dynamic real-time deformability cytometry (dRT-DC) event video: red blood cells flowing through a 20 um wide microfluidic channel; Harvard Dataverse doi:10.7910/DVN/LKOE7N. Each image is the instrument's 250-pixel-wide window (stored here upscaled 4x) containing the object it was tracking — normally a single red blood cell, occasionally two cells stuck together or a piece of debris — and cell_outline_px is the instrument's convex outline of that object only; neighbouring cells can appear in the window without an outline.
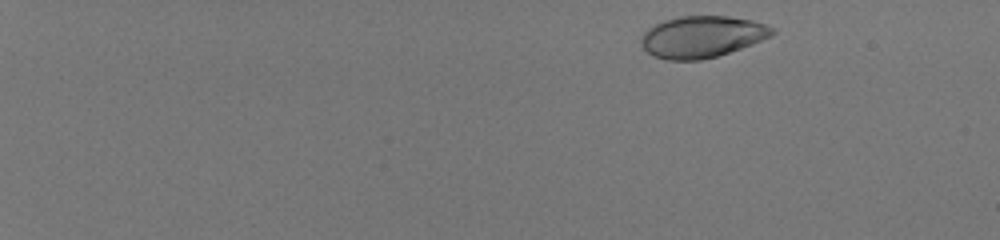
{"species": "human", "species_latin": "Homo sapiens", "temperature_condition": "room temperature", "stored_images_in_passage": 51, "camera_frame_rate_fps": 3000, "um_per_image_px": 0.085, "donor": {"sex": "male"}, "frame": {"image": 1, "passage_image": 3, "time_ms": 0.667, "image_size_px": [1000, 240], "cell_outline_px": [[776, 32], [772, 36], [752, 44], [716, 56], [700, 60], [668, 60], [652, 56], [640, 44], [640, 36], [648, 28], [664, 20], [680, 16], [728, 16], [752, 20], [776, 28]], "centroid_in_image_um": [59.66, 3.12], "position_along_channel_um": 25.3, "area_um2": 31.85}}
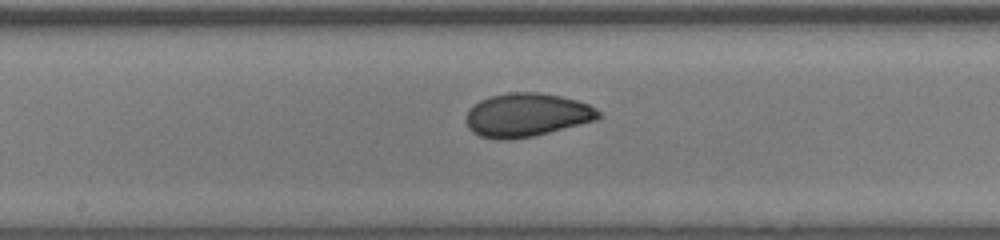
{"frame": {"image": 2, "passage_image": 30, "time_ms": 9.667, "image_size_px": [1000, 240], "cell_outline_px": [[604, 116], [600, 120], [532, 136], [508, 140], [496, 140], [480, 136], [472, 132], [468, 128], [464, 116], [468, 108], [480, 100], [488, 96], [512, 92], [536, 92], [560, 96], [576, 100], [588, 104], [596, 108]], "centroid_in_image_um": [44.77, 9.78], "position_along_channel_um": 203.4, "area_um2": 34.1}}
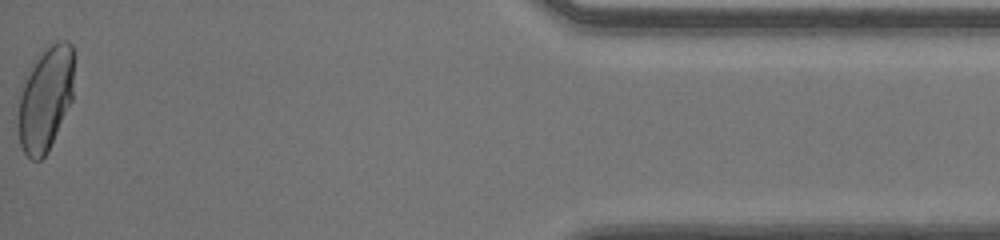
{"frame": {"image": 3, "passage_image": 51, "time_ms": 16.667, "image_size_px": [1000, 240], "cell_outline_px": [[72, 100], [48, 152], [40, 160], [32, 160], [24, 152], [20, 144], [20, 96], [24, 84], [36, 60], [56, 40], [68, 40], [72, 44]], "centroid_in_image_um": [3.9, 8.43], "position_along_channel_um": 431.3, "area_um2": 32.66}, "authors_computed_cell_mechanics": {"area_um2": 32.8882, "velocity_mm_per_s": 4.0438, "shape_relaxation_time_tau1_ms": 5.0794, "shape_relaxation_time_tau2_ms": null, "deformation_change_tau1": 0.1588, "deformation_change_tau2": null}}